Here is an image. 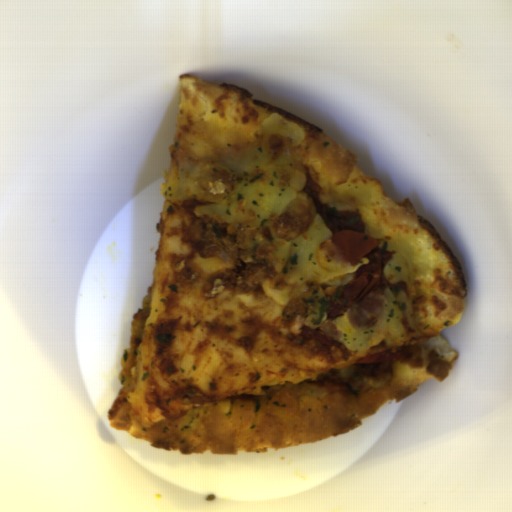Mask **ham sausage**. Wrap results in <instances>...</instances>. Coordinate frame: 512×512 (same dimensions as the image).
I'll use <instances>...</instances> for the list:
<instances>
[{
	"label": "ham sausage",
	"instance_id": "0cea0756",
	"mask_svg": "<svg viewBox=\"0 0 512 512\" xmlns=\"http://www.w3.org/2000/svg\"><path fill=\"white\" fill-rule=\"evenodd\" d=\"M385 304L384 288L381 285L348 310V319L355 328H372L377 324Z\"/></svg>",
	"mask_w": 512,
	"mask_h": 512
}]
</instances>
